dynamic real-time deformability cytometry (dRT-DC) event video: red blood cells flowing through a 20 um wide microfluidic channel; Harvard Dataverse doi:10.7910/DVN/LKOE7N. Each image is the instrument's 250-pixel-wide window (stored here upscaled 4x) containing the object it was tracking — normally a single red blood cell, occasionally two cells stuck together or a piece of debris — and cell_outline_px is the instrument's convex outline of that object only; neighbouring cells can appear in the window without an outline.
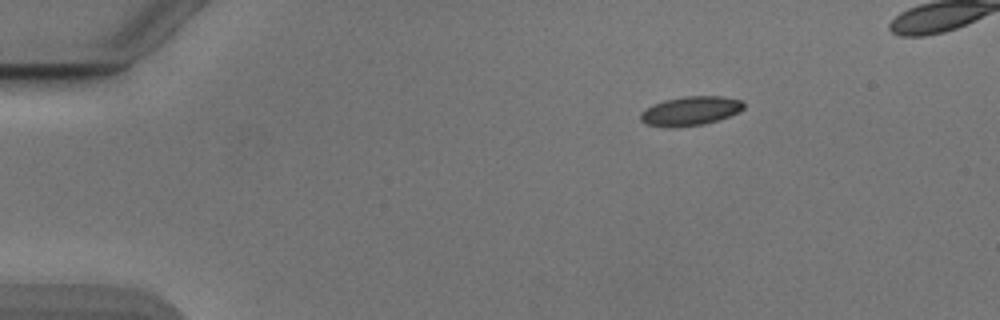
{"species": "Egyptian fruit bat (a non-hibernating species)", "species_latin": "Rousettus aegyptiacus", "temperature_condition": "cold", "stored_images_in_passage": 43, "camera_frame_rate_fps": 3000, "um_per_image_px": 0.085, "animal": {"sex": "male"}, "frame": {"image": 1, "passage_image": 1, "time_ms": 0.0, "image_size_px": [1000, 320], "cell_outline_px": [[744, 108], [740, 112], [704, 124], [676, 128], [664, 128], [644, 124], [640, 120], [640, 112], [664, 100], [684, 96], [720, 96], [744, 100]], "centroid_in_image_um": [58.68, 9.44], "position_along_channel_um": 26.3, "area_um2": 17.69}}
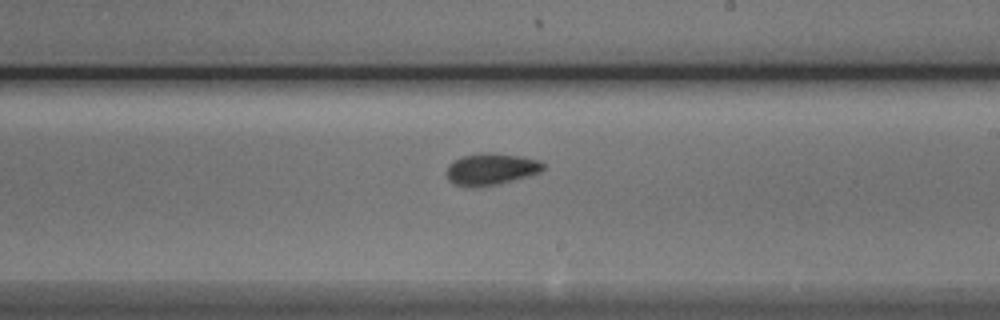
{"frame": {"image": 2, "passage_image": 24, "time_ms": 7.667, "image_size_px": [1000, 320], "cell_outline_px": [[544, 168], [540, 172], [528, 176], [500, 184], [476, 188], [464, 188], [452, 184], [448, 180], [444, 172], [448, 164], [452, 160], [460, 156], [480, 152], [492, 152], [520, 156], [540, 160], [544, 164]], "centroid_in_image_um": [41.65, 14.39], "position_along_channel_um": 247.4, "area_um2": 18.67}}
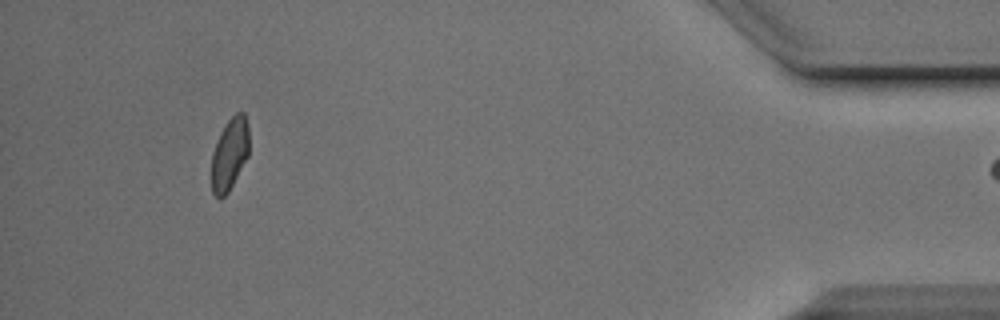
{"frame": {"image": 3, "passage_image": 42, "time_ms": 13.667, "image_size_px": [1000, 320], "cell_outline_px": [[248, 156], [228, 192], [220, 200], [212, 192], [212, 152], [220, 132], [228, 120], [236, 112], [244, 112], [248, 124]], "centroid_in_image_um": [19.51, 13.09], "position_along_channel_um": 415.7, "area_um2": 15.72}}